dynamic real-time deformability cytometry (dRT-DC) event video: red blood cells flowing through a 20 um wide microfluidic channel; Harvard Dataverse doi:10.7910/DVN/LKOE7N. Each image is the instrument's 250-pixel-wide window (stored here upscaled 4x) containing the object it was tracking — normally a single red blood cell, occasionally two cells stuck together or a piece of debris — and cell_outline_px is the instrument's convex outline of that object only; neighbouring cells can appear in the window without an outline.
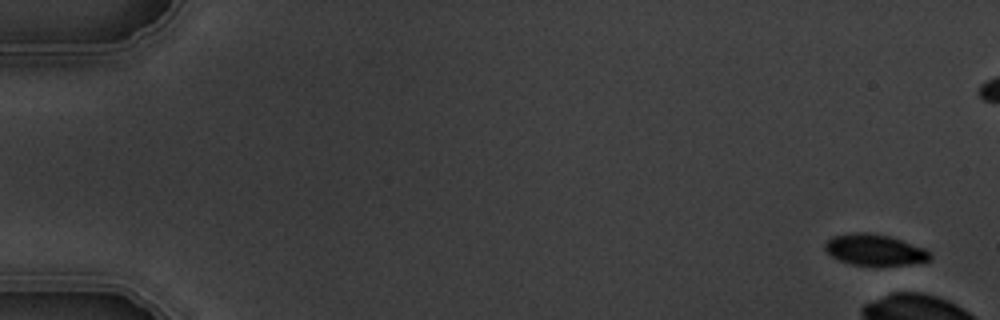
{"species": "common noctule bat (a hibernating species)", "species_latin": "Nyctalus noctula", "temperature_condition": "warm", "stored_images_in_passage": 17, "camera_frame_rate_fps": 3000, "um_per_image_px": 0.085, "animal": {"sex": "male", "body_mass_g": 19.5, "forearm_length_mm": 54.6}, "frame": {"image": 1, "passage_image": 1, "time_ms": 0.0, "image_size_px": [1000, 320], "cell_outline_px": [[932, 256], [928, 260], [908, 264], [852, 264], [840, 260], [832, 256], [824, 248], [824, 244], [832, 236], [856, 232], [868, 232], [888, 236], [924, 248]], "centroid_in_image_um": [74.3, 21.21], "position_along_channel_um": 10.7, "area_um2": 18.44}}
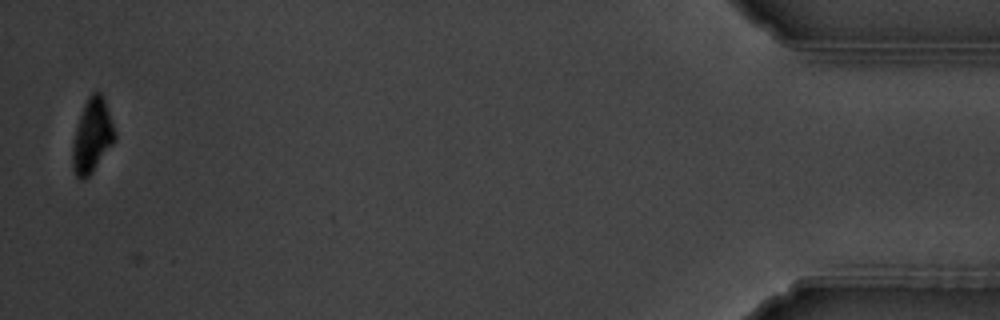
{"frame": {"image": 2, "passage_image": 17, "time_ms": 19.667, "image_size_px": [1000, 320], "cell_outline_px": [[116, 140], [92, 172], [84, 180], [80, 180], [76, 176], [72, 168], [72, 144], [76, 128], [84, 104], [88, 96], [92, 92], [100, 92], [104, 96], [116, 132]], "centroid_in_image_um": [7.84, 11.54], "position_along_channel_um": 427.4, "area_um2": 18.38}}